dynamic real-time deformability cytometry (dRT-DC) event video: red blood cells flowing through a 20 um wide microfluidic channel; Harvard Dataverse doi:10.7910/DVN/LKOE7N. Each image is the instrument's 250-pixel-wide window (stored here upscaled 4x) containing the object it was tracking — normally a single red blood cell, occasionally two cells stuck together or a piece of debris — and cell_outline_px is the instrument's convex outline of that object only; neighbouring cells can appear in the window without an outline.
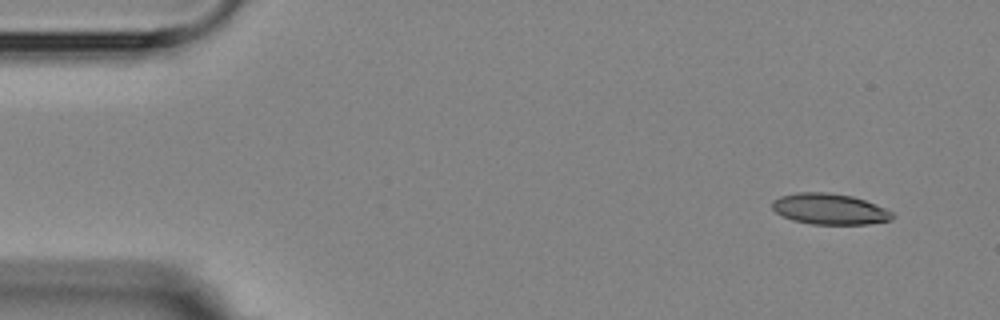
{"species": "Egyptian fruit bat (a non-hibernating species)", "species_latin": "Rousettus aegyptiacus", "temperature_condition": "room temperature", "stored_images_in_passage": 4, "camera_frame_rate_fps": 3000, "um_per_image_px": 0.085, "animal": {"sex": "female"}, "frame": {"image": 1, "passage_image": 1, "time_ms": 0.0, "image_size_px": [1000, 320], "cell_outline_px": [[896, 216], [892, 220], [868, 224], [812, 224], [792, 220], [776, 212], [772, 208], [772, 200], [780, 196], [796, 192], [828, 192], [852, 196], [864, 200], [884, 208], [892, 212]], "centroid_in_image_um": [70.51, 17.76], "position_along_channel_um": 14.5, "area_um2": 21.68}}
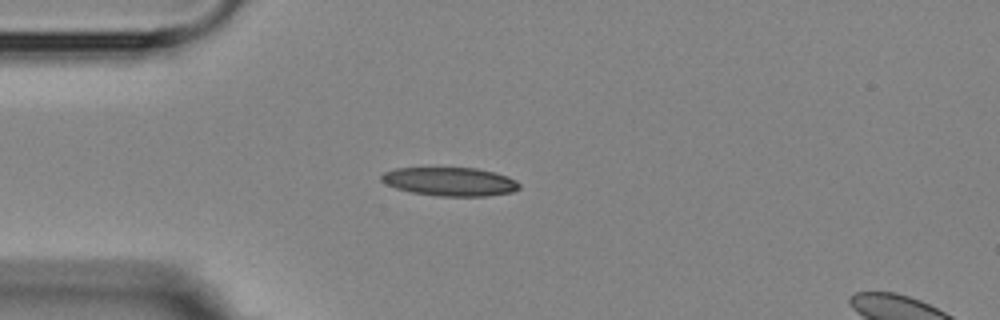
{"frame": {"image": 2, "passage_image": 4, "time_ms": 3.333, "image_size_px": [1000, 320], "cell_outline_px": [[520, 188], [512, 192], [488, 196], [440, 196], [412, 192], [396, 188], [384, 184], [380, 180], [380, 176], [384, 172], [396, 168], [476, 168], [496, 172], [508, 176], [516, 180], [520, 184]], "centroid_in_image_um": [38.26, 15.43], "position_along_channel_um": 46.7, "area_um2": 23.12}}